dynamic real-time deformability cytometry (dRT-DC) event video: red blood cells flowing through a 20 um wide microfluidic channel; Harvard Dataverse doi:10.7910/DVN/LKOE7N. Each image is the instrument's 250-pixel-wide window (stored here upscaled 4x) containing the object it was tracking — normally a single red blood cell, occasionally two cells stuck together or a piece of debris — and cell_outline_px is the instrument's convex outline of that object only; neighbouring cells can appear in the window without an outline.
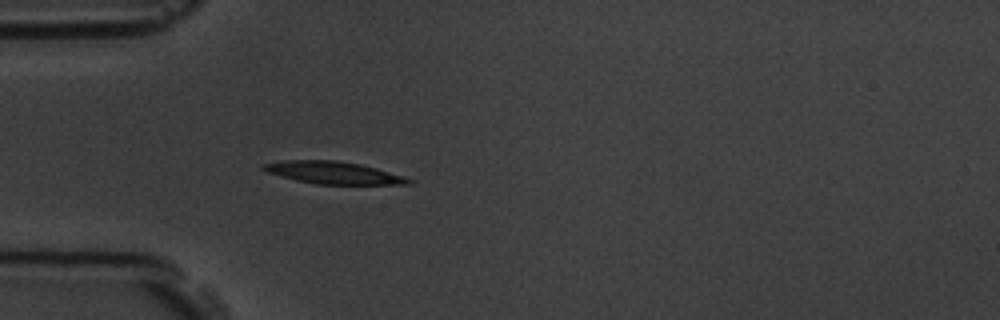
{"species": "common noctule bat (a hibernating species)", "species_latin": "Nyctalus noctula", "temperature_condition": "room temperature", "stored_images_in_passage": 4, "camera_frame_rate_fps": 3000, "um_per_image_px": 0.085, "animal": {"sex": "male", "body_mass_g": 19.5, "forearm_length_mm": 54.6}, "frame": {"image": 1, "passage_image": 4, "time_ms": 3.333, "image_size_px": [1000, 320], "cell_outline_px": [[416, 180], [412, 184], [316, 184], [296, 180], [264, 172], [260, 168], [260, 164], [284, 160], [336, 160], [360, 164], [376, 168], [404, 176]], "centroid_in_image_um": [28.3, 14.67], "position_along_channel_um": 56.7, "area_um2": 19.07}}